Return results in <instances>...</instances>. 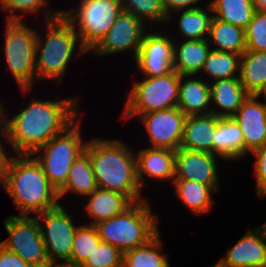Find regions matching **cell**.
I'll use <instances>...</instances> for the list:
<instances>
[{
  "mask_svg": "<svg viewBox=\"0 0 266 267\" xmlns=\"http://www.w3.org/2000/svg\"><path fill=\"white\" fill-rule=\"evenodd\" d=\"M81 94L70 98L43 99L31 96L28 104L9 116L4 108V132L12 154H33L61 134L80 112Z\"/></svg>",
  "mask_w": 266,
  "mask_h": 267,
  "instance_id": "cell-1",
  "label": "cell"
},
{
  "mask_svg": "<svg viewBox=\"0 0 266 267\" xmlns=\"http://www.w3.org/2000/svg\"><path fill=\"white\" fill-rule=\"evenodd\" d=\"M100 189L126 195L133 203L147 199L137 180L136 154L124 140L93 137L84 151Z\"/></svg>",
  "mask_w": 266,
  "mask_h": 267,
  "instance_id": "cell-2",
  "label": "cell"
},
{
  "mask_svg": "<svg viewBox=\"0 0 266 267\" xmlns=\"http://www.w3.org/2000/svg\"><path fill=\"white\" fill-rule=\"evenodd\" d=\"M0 185L19 216L37 215L61 204L57 189L32 154H12Z\"/></svg>",
  "mask_w": 266,
  "mask_h": 267,
  "instance_id": "cell-3",
  "label": "cell"
},
{
  "mask_svg": "<svg viewBox=\"0 0 266 267\" xmlns=\"http://www.w3.org/2000/svg\"><path fill=\"white\" fill-rule=\"evenodd\" d=\"M43 25L46 32L40 34L36 30V83L51 80L58 88L74 57L89 52L83 48L73 26L62 15Z\"/></svg>",
  "mask_w": 266,
  "mask_h": 267,
  "instance_id": "cell-4",
  "label": "cell"
},
{
  "mask_svg": "<svg viewBox=\"0 0 266 267\" xmlns=\"http://www.w3.org/2000/svg\"><path fill=\"white\" fill-rule=\"evenodd\" d=\"M147 200L135 202L123 213L95 224L101 241L124 253L152 239L159 232L160 217L153 213Z\"/></svg>",
  "mask_w": 266,
  "mask_h": 267,
  "instance_id": "cell-5",
  "label": "cell"
},
{
  "mask_svg": "<svg viewBox=\"0 0 266 267\" xmlns=\"http://www.w3.org/2000/svg\"><path fill=\"white\" fill-rule=\"evenodd\" d=\"M26 23L27 20L5 21L2 51L7 71L11 72L24 97L29 96L36 84V30Z\"/></svg>",
  "mask_w": 266,
  "mask_h": 267,
  "instance_id": "cell-6",
  "label": "cell"
},
{
  "mask_svg": "<svg viewBox=\"0 0 266 267\" xmlns=\"http://www.w3.org/2000/svg\"><path fill=\"white\" fill-rule=\"evenodd\" d=\"M81 121L82 118L78 117L61 134L32 154L57 191L65 185L73 162L85 151L88 139H83Z\"/></svg>",
  "mask_w": 266,
  "mask_h": 267,
  "instance_id": "cell-7",
  "label": "cell"
},
{
  "mask_svg": "<svg viewBox=\"0 0 266 267\" xmlns=\"http://www.w3.org/2000/svg\"><path fill=\"white\" fill-rule=\"evenodd\" d=\"M133 80L120 119L128 121L151 111L178 107L180 75L176 71L164 76H142Z\"/></svg>",
  "mask_w": 266,
  "mask_h": 267,
  "instance_id": "cell-8",
  "label": "cell"
},
{
  "mask_svg": "<svg viewBox=\"0 0 266 267\" xmlns=\"http://www.w3.org/2000/svg\"><path fill=\"white\" fill-rule=\"evenodd\" d=\"M78 6L62 9L83 48L90 52L108 33L122 11L121 0H79Z\"/></svg>",
  "mask_w": 266,
  "mask_h": 267,
  "instance_id": "cell-9",
  "label": "cell"
},
{
  "mask_svg": "<svg viewBox=\"0 0 266 267\" xmlns=\"http://www.w3.org/2000/svg\"><path fill=\"white\" fill-rule=\"evenodd\" d=\"M3 226L9 237L0 242L1 246L34 267H52L35 216L11 214Z\"/></svg>",
  "mask_w": 266,
  "mask_h": 267,
  "instance_id": "cell-10",
  "label": "cell"
},
{
  "mask_svg": "<svg viewBox=\"0 0 266 267\" xmlns=\"http://www.w3.org/2000/svg\"><path fill=\"white\" fill-rule=\"evenodd\" d=\"M34 216L40 225L50 264H66L70 260L75 231L79 226L75 224L73 215L64 204H60Z\"/></svg>",
  "mask_w": 266,
  "mask_h": 267,
  "instance_id": "cell-11",
  "label": "cell"
},
{
  "mask_svg": "<svg viewBox=\"0 0 266 267\" xmlns=\"http://www.w3.org/2000/svg\"><path fill=\"white\" fill-rule=\"evenodd\" d=\"M166 31V27L165 30L153 27L144 34L134 60L140 76H164L174 70V39Z\"/></svg>",
  "mask_w": 266,
  "mask_h": 267,
  "instance_id": "cell-12",
  "label": "cell"
},
{
  "mask_svg": "<svg viewBox=\"0 0 266 267\" xmlns=\"http://www.w3.org/2000/svg\"><path fill=\"white\" fill-rule=\"evenodd\" d=\"M149 27L131 13L121 11L115 23L100 42L89 52L96 56L132 53L136 57Z\"/></svg>",
  "mask_w": 266,
  "mask_h": 267,
  "instance_id": "cell-13",
  "label": "cell"
},
{
  "mask_svg": "<svg viewBox=\"0 0 266 267\" xmlns=\"http://www.w3.org/2000/svg\"><path fill=\"white\" fill-rule=\"evenodd\" d=\"M149 137L150 148L181 147L186 115L178 108L151 111L137 117Z\"/></svg>",
  "mask_w": 266,
  "mask_h": 267,
  "instance_id": "cell-14",
  "label": "cell"
},
{
  "mask_svg": "<svg viewBox=\"0 0 266 267\" xmlns=\"http://www.w3.org/2000/svg\"><path fill=\"white\" fill-rule=\"evenodd\" d=\"M220 159V160H219ZM222 158L203 151H192L178 148L175 151V178L194 180L211 186L217 193L220 189L219 167ZM219 163V164H218Z\"/></svg>",
  "mask_w": 266,
  "mask_h": 267,
  "instance_id": "cell-15",
  "label": "cell"
},
{
  "mask_svg": "<svg viewBox=\"0 0 266 267\" xmlns=\"http://www.w3.org/2000/svg\"><path fill=\"white\" fill-rule=\"evenodd\" d=\"M215 265L217 267H266V224L247 229Z\"/></svg>",
  "mask_w": 266,
  "mask_h": 267,
  "instance_id": "cell-16",
  "label": "cell"
},
{
  "mask_svg": "<svg viewBox=\"0 0 266 267\" xmlns=\"http://www.w3.org/2000/svg\"><path fill=\"white\" fill-rule=\"evenodd\" d=\"M249 95L232 118L239 125L244 139V157L266 142V102Z\"/></svg>",
  "mask_w": 266,
  "mask_h": 267,
  "instance_id": "cell-17",
  "label": "cell"
},
{
  "mask_svg": "<svg viewBox=\"0 0 266 267\" xmlns=\"http://www.w3.org/2000/svg\"><path fill=\"white\" fill-rule=\"evenodd\" d=\"M135 154L137 180L142 191L147 186L145 184L146 178L173 183L175 178V150L143 147Z\"/></svg>",
  "mask_w": 266,
  "mask_h": 267,
  "instance_id": "cell-18",
  "label": "cell"
},
{
  "mask_svg": "<svg viewBox=\"0 0 266 267\" xmlns=\"http://www.w3.org/2000/svg\"><path fill=\"white\" fill-rule=\"evenodd\" d=\"M178 108L186 116L210 114V83L198 75H180Z\"/></svg>",
  "mask_w": 266,
  "mask_h": 267,
  "instance_id": "cell-19",
  "label": "cell"
},
{
  "mask_svg": "<svg viewBox=\"0 0 266 267\" xmlns=\"http://www.w3.org/2000/svg\"><path fill=\"white\" fill-rule=\"evenodd\" d=\"M239 78L210 82L211 113L221 118L232 117L249 97Z\"/></svg>",
  "mask_w": 266,
  "mask_h": 267,
  "instance_id": "cell-20",
  "label": "cell"
},
{
  "mask_svg": "<svg viewBox=\"0 0 266 267\" xmlns=\"http://www.w3.org/2000/svg\"><path fill=\"white\" fill-rule=\"evenodd\" d=\"M85 199L88 201L82 207L87 211V214H85L86 217L88 215V218L91 219L85 223L89 225H95L98 222L119 215L133 204L122 193L100 188H97L90 195L84 197Z\"/></svg>",
  "mask_w": 266,
  "mask_h": 267,
  "instance_id": "cell-21",
  "label": "cell"
},
{
  "mask_svg": "<svg viewBox=\"0 0 266 267\" xmlns=\"http://www.w3.org/2000/svg\"><path fill=\"white\" fill-rule=\"evenodd\" d=\"M220 118L212 113L186 116L181 148L213 153V137Z\"/></svg>",
  "mask_w": 266,
  "mask_h": 267,
  "instance_id": "cell-22",
  "label": "cell"
},
{
  "mask_svg": "<svg viewBox=\"0 0 266 267\" xmlns=\"http://www.w3.org/2000/svg\"><path fill=\"white\" fill-rule=\"evenodd\" d=\"M175 15L177 17L174 19ZM212 18V7L205 3V7L202 6L195 9L178 10L171 13L168 16L167 23H176V29H178L177 32L181 33L179 34L180 37L171 34L173 39H208Z\"/></svg>",
  "mask_w": 266,
  "mask_h": 267,
  "instance_id": "cell-23",
  "label": "cell"
},
{
  "mask_svg": "<svg viewBox=\"0 0 266 267\" xmlns=\"http://www.w3.org/2000/svg\"><path fill=\"white\" fill-rule=\"evenodd\" d=\"M210 51L207 39H174V71L179 75H199Z\"/></svg>",
  "mask_w": 266,
  "mask_h": 267,
  "instance_id": "cell-24",
  "label": "cell"
},
{
  "mask_svg": "<svg viewBox=\"0 0 266 267\" xmlns=\"http://www.w3.org/2000/svg\"><path fill=\"white\" fill-rule=\"evenodd\" d=\"M213 154L223 161H240L244 158V139L242 131L232 118H220L213 137Z\"/></svg>",
  "mask_w": 266,
  "mask_h": 267,
  "instance_id": "cell-25",
  "label": "cell"
},
{
  "mask_svg": "<svg viewBox=\"0 0 266 267\" xmlns=\"http://www.w3.org/2000/svg\"><path fill=\"white\" fill-rule=\"evenodd\" d=\"M171 185L179 201L195 216L210 212L214 204L212 197L217 193L211 186L186 179H174Z\"/></svg>",
  "mask_w": 266,
  "mask_h": 267,
  "instance_id": "cell-26",
  "label": "cell"
},
{
  "mask_svg": "<svg viewBox=\"0 0 266 267\" xmlns=\"http://www.w3.org/2000/svg\"><path fill=\"white\" fill-rule=\"evenodd\" d=\"M98 188L95 175L93 173L90 158L84 152L71 166L65 185L58 191L61 204L69 193L72 195L86 197ZM73 192V193H72ZM63 198V199H62Z\"/></svg>",
  "mask_w": 266,
  "mask_h": 267,
  "instance_id": "cell-27",
  "label": "cell"
},
{
  "mask_svg": "<svg viewBox=\"0 0 266 267\" xmlns=\"http://www.w3.org/2000/svg\"><path fill=\"white\" fill-rule=\"evenodd\" d=\"M208 42L212 50L242 55L246 51L245 29L213 16Z\"/></svg>",
  "mask_w": 266,
  "mask_h": 267,
  "instance_id": "cell-28",
  "label": "cell"
},
{
  "mask_svg": "<svg viewBox=\"0 0 266 267\" xmlns=\"http://www.w3.org/2000/svg\"><path fill=\"white\" fill-rule=\"evenodd\" d=\"M239 79L250 95H257L266 83V51L246 50L240 58Z\"/></svg>",
  "mask_w": 266,
  "mask_h": 267,
  "instance_id": "cell-29",
  "label": "cell"
},
{
  "mask_svg": "<svg viewBox=\"0 0 266 267\" xmlns=\"http://www.w3.org/2000/svg\"><path fill=\"white\" fill-rule=\"evenodd\" d=\"M160 231L146 244L123 253L122 267H171Z\"/></svg>",
  "mask_w": 266,
  "mask_h": 267,
  "instance_id": "cell-30",
  "label": "cell"
},
{
  "mask_svg": "<svg viewBox=\"0 0 266 267\" xmlns=\"http://www.w3.org/2000/svg\"><path fill=\"white\" fill-rule=\"evenodd\" d=\"M240 58L235 53L211 49L198 76L209 83L218 79L239 78Z\"/></svg>",
  "mask_w": 266,
  "mask_h": 267,
  "instance_id": "cell-31",
  "label": "cell"
},
{
  "mask_svg": "<svg viewBox=\"0 0 266 267\" xmlns=\"http://www.w3.org/2000/svg\"><path fill=\"white\" fill-rule=\"evenodd\" d=\"M48 0H0V10L7 12L5 21L24 22L25 14H42L44 22L56 19L61 15V10L50 8ZM42 11V12H41ZM28 13V14H27Z\"/></svg>",
  "mask_w": 266,
  "mask_h": 267,
  "instance_id": "cell-32",
  "label": "cell"
},
{
  "mask_svg": "<svg viewBox=\"0 0 266 267\" xmlns=\"http://www.w3.org/2000/svg\"><path fill=\"white\" fill-rule=\"evenodd\" d=\"M213 16L246 29L256 11L254 0H215L210 4Z\"/></svg>",
  "mask_w": 266,
  "mask_h": 267,
  "instance_id": "cell-33",
  "label": "cell"
},
{
  "mask_svg": "<svg viewBox=\"0 0 266 267\" xmlns=\"http://www.w3.org/2000/svg\"><path fill=\"white\" fill-rule=\"evenodd\" d=\"M121 4L122 11L133 14L149 28H153V26L160 28L161 24L167 27L168 16L163 9L161 0H121Z\"/></svg>",
  "mask_w": 266,
  "mask_h": 267,
  "instance_id": "cell-34",
  "label": "cell"
},
{
  "mask_svg": "<svg viewBox=\"0 0 266 267\" xmlns=\"http://www.w3.org/2000/svg\"><path fill=\"white\" fill-rule=\"evenodd\" d=\"M100 241L94 225L80 223L75 231L70 260L66 264L81 267Z\"/></svg>",
  "mask_w": 266,
  "mask_h": 267,
  "instance_id": "cell-35",
  "label": "cell"
},
{
  "mask_svg": "<svg viewBox=\"0 0 266 267\" xmlns=\"http://www.w3.org/2000/svg\"><path fill=\"white\" fill-rule=\"evenodd\" d=\"M123 253L115 246L100 241L81 267H122Z\"/></svg>",
  "mask_w": 266,
  "mask_h": 267,
  "instance_id": "cell-36",
  "label": "cell"
},
{
  "mask_svg": "<svg viewBox=\"0 0 266 267\" xmlns=\"http://www.w3.org/2000/svg\"><path fill=\"white\" fill-rule=\"evenodd\" d=\"M246 50L266 51V12L255 11L245 29Z\"/></svg>",
  "mask_w": 266,
  "mask_h": 267,
  "instance_id": "cell-37",
  "label": "cell"
},
{
  "mask_svg": "<svg viewBox=\"0 0 266 267\" xmlns=\"http://www.w3.org/2000/svg\"><path fill=\"white\" fill-rule=\"evenodd\" d=\"M249 155H254L253 174L255 176V195L260 200L266 196V142Z\"/></svg>",
  "mask_w": 266,
  "mask_h": 267,
  "instance_id": "cell-38",
  "label": "cell"
},
{
  "mask_svg": "<svg viewBox=\"0 0 266 267\" xmlns=\"http://www.w3.org/2000/svg\"><path fill=\"white\" fill-rule=\"evenodd\" d=\"M201 2L202 0H161L163 9L167 16L178 10L202 7Z\"/></svg>",
  "mask_w": 266,
  "mask_h": 267,
  "instance_id": "cell-39",
  "label": "cell"
},
{
  "mask_svg": "<svg viewBox=\"0 0 266 267\" xmlns=\"http://www.w3.org/2000/svg\"><path fill=\"white\" fill-rule=\"evenodd\" d=\"M0 267H34L0 245Z\"/></svg>",
  "mask_w": 266,
  "mask_h": 267,
  "instance_id": "cell-40",
  "label": "cell"
},
{
  "mask_svg": "<svg viewBox=\"0 0 266 267\" xmlns=\"http://www.w3.org/2000/svg\"><path fill=\"white\" fill-rule=\"evenodd\" d=\"M0 135H1L0 136V184H1L3 181V178H4V174H5V171L7 168L8 161H9L12 154H10L11 153L10 151L6 152L7 150H6L4 145L7 144V140H6V135H5L4 130H0Z\"/></svg>",
  "mask_w": 266,
  "mask_h": 267,
  "instance_id": "cell-41",
  "label": "cell"
},
{
  "mask_svg": "<svg viewBox=\"0 0 266 267\" xmlns=\"http://www.w3.org/2000/svg\"><path fill=\"white\" fill-rule=\"evenodd\" d=\"M257 11L266 12V0H254Z\"/></svg>",
  "mask_w": 266,
  "mask_h": 267,
  "instance_id": "cell-42",
  "label": "cell"
},
{
  "mask_svg": "<svg viewBox=\"0 0 266 267\" xmlns=\"http://www.w3.org/2000/svg\"><path fill=\"white\" fill-rule=\"evenodd\" d=\"M257 96L259 98L263 97L264 101L266 102V83H265L264 87L262 88V90L257 94Z\"/></svg>",
  "mask_w": 266,
  "mask_h": 267,
  "instance_id": "cell-43",
  "label": "cell"
},
{
  "mask_svg": "<svg viewBox=\"0 0 266 267\" xmlns=\"http://www.w3.org/2000/svg\"><path fill=\"white\" fill-rule=\"evenodd\" d=\"M52 267H79V266H70L67 264H59V265H53Z\"/></svg>",
  "mask_w": 266,
  "mask_h": 267,
  "instance_id": "cell-44",
  "label": "cell"
},
{
  "mask_svg": "<svg viewBox=\"0 0 266 267\" xmlns=\"http://www.w3.org/2000/svg\"><path fill=\"white\" fill-rule=\"evenodd\" d=\"M215 0H209L208 2H207V4H211V3H213Z\"/></svg>",
  "mask_w": 266,
  "mask_h": 267,
  "instance_id": "cell-45",
  "label": "cell"
}]
</instances>
